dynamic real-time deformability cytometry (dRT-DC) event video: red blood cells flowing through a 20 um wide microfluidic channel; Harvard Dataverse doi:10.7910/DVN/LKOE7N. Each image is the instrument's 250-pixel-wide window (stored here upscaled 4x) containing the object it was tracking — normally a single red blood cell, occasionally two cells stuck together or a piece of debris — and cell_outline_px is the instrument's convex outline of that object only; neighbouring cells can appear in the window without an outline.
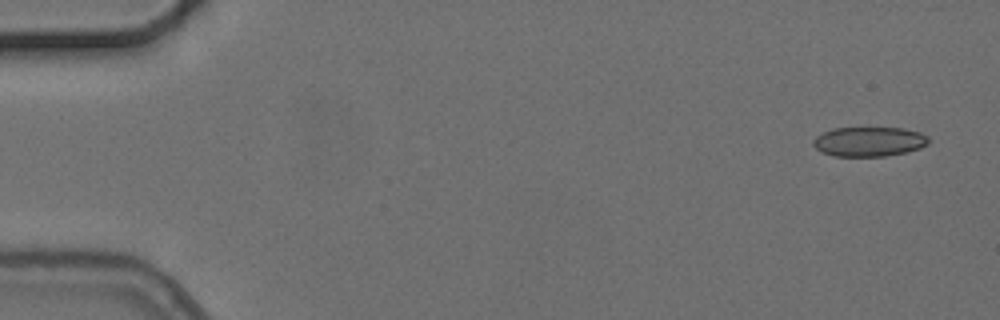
{"species": "common noctule bat (a hibernating species)", "species_latin": "Nyctalus noctula", "temperature_condition": "cold", "stored_images_in_passage": 4, "camera_frame_rate_fps": 3000, "um_per_image_px": 0.085, "animal": {"sex": "female", "body_mass_g": 24.6, "forearm_length_mm": 56.2}, "frame": {"image": 1, "passage_image": 1, "time_ms": 0.0, "image_size_px": [1000, 320], "cell_outline_px": [[928, 144], [920, 148], [908, 152], [884, 156], [832, 156], [820, 152], [812, 144], [812, 140], [816, 136], [832, 128], [904, 128], [920, 132], [928, 136]], "centroid_in_image_um": [73.86, 12.04], "position_along_channel_um": 11.1, "area_um2": 20.06}}